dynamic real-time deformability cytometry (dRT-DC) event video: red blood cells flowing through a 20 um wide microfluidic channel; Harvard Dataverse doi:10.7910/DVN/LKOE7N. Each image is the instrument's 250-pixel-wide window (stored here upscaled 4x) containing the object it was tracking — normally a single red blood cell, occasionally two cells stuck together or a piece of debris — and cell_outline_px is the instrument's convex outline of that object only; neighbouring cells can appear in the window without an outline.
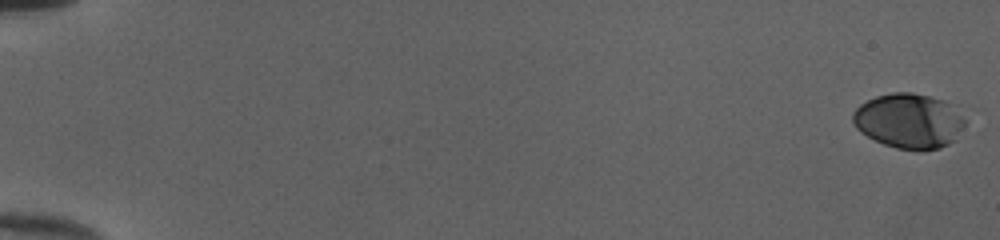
{"species": "human", "species_latin": "Homo sapiens", "temperature_condition": "cold", "stored_images_in_passage": 53, "camera_frame_rate_fps": 3000, "um_per_image_px": 0.085, "donor": {"sex": "female"}, "frame": {"image": 1, "passage_image": 1, "time_ms": 0.0, "image_size_px": [1000, 240], "cell_outline_px": [[964, 124], [956, 140], [940, 148], [920, 152], [916, 152], [896, 148], [884, 144], [860, 132], [856, 128], [852, 120], [852, 112], [860, 104], [876, 96], [892, 92], [912, 92], [944, 100], [956, 104], [964, 108]], "centroid_in_image_um": [77.32, 10.28], "position_along_channel_um": 7.7, "area_um2": 36.82}}
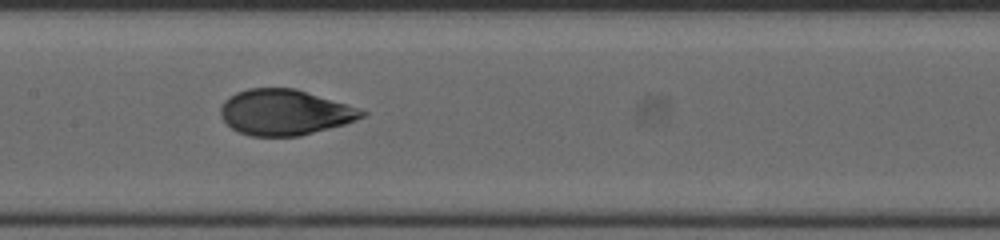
{"frame": {"image": 2, "passage_image": 29, "time_ms": 9.333, "image_size_px": [1000, 240], "cell_outline_px": [[368, 112], [364, 116], [356, 120], [344, 124], [300, 136], [252, 136], [240, 132], [232, 128], [220, 116], [220, 108], [224, 100], [236, 92], [248, 88], [296, 88]], "centroid_in_image_um": [24.16, 9.54], "position_along_channel_um": 183.2, "area_um2": 37.22}}
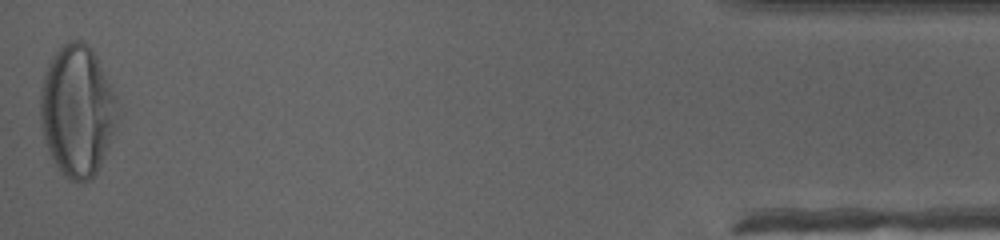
{"frame": {"image": 3, "passage_image": 53, "time_ms": 17.333, "image_size_px": [1000, 240], "cell_outline_px": [[124, 112], [100, 164], [96, 172], [88, 180], [68, 180], [60, 172], [48, 152], [44, 140], [40, 120], [40, 88], [48, 64], [52, 56], [68, 40], [84, 40], [92, 48]], "centroid_in_image_um": [6.6, 9.41], "position_along_channel_um": 428.6, "area_um2": 59.82}, "authors_computed_cell_mechanics": {"area_um2": 37.6278, "velocity_mm_per_s": 4.0255, "shape_relaxation_time_tau1_ms": 4.7388, "shape_relaxation_time_tau2_ms": null, "deformation_change_tau1": 0.2177, "deformation_change_tau2": null}}